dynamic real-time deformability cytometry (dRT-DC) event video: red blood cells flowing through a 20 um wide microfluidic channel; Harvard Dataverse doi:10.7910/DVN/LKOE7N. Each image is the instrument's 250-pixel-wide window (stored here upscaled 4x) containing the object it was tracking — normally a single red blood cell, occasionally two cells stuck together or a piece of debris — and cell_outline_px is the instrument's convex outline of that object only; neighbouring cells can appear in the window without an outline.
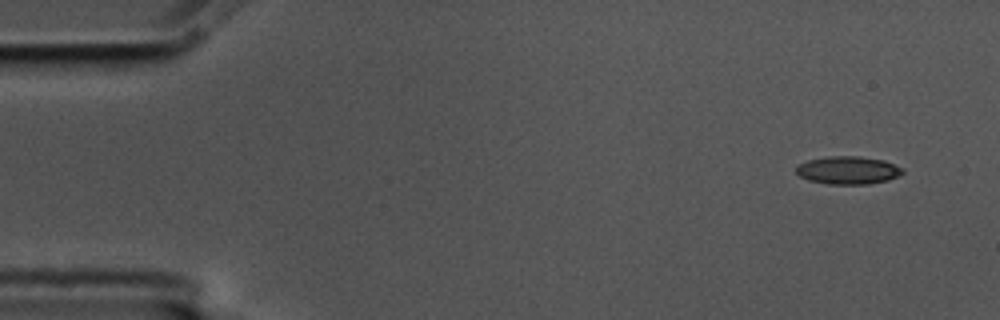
{"species": "common noctule bat (a hibernating species)", "species_latin": "Nyctalus noctula", "temperature_condition": "cold", "stored_images_in_passage": 3, "camera_frame_rate_fps": 3000, "um_per_image_px": 0.085, "animal": {"sex": "male", "body_mass_g": 17.5, "forearm_length_mm": 52.3}, "frame": {"image": 1, "passage_image": 3, "time_ms": 0.667, "image_size_px": [1000, 320], "cell_outline_px": [[904, 172], [888, 180], [868, 184], [828, 184], [808, 180], [800, 176], [796, 172], [796, 164], [808, 160], [828, 156], [860, 156], [884, 160], [904, 168]], "centroid_in_image_um": [72.07, 14.46], "position_along_channel_um": 12.9, "area_um2": 17.4}}